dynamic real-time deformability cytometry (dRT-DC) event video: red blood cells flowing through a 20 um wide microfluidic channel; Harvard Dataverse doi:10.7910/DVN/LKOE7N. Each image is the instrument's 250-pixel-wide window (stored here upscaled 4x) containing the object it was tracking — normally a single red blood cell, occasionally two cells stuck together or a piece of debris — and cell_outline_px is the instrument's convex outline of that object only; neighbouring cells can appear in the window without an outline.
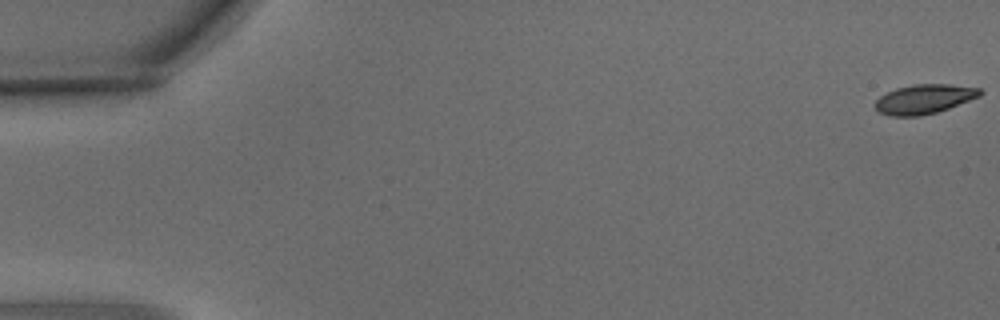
{"species": "common noctule bat (a hibernating species)", "species_latin": "Nyctalus noctula", "temperature_condition": "warm", "stored_images_in_passage": 7, "camera_frame_rate_fps": 3000, "um_per_image_px": 0.085, "animal": {"sex": "male", "body_mass_g": 15.6}, "frame": {"image": 1, "passage_image": 1, "time_ms": 0.0, "image_size_px": [1000, 320], "cell_outline_px": [[984, 92], [980, 96], [948, 108], [936, 112], [920, 116], [892, 116], [880, 112], [872, 104], [880, 96], [896, 88], [912, 84], [948, 84], [980, 88]], "centroid_in_image_um": [78.55, 8.41], "position_along_channel_um": 6.5, "area_um2": 17.92}}
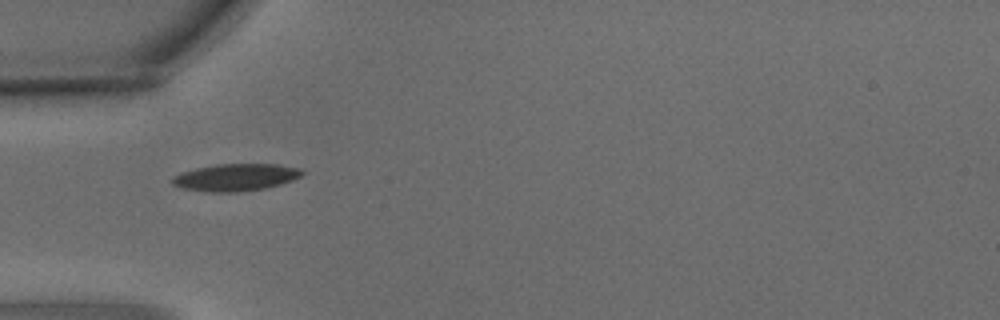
{"frame": {"image": 2, "passage_image": 5, "time_ms": 1.333, "image_size_px": [1000, 320], "cell_outline_px": [[308, 172], [292, 180], [280, 184], [264, 188], [236, 192], [208, 192], [184, 188], [172, 184], [168, 180], [172, 176], [180, 172], [196, 168], [216, 164], [280, 164], [300, 168]], "centroid_in_image_um": [20.02, 15.06], "position_along_channel_um": 65.0, "area_um2": 20.75}}
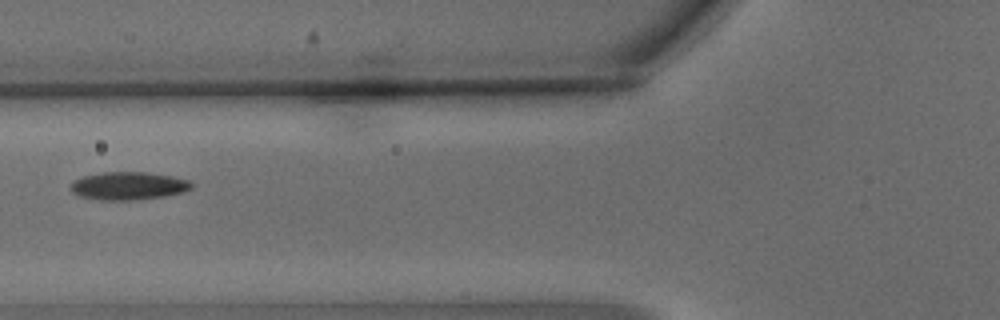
{"frame": {"image": 3, "passage_image": 6, "time_ms": 1.667, "image_size_px": [1000, 320], "cell_outline_px": [[196, 184], [192, 188], [184, 192], [164, 196], [136, 200], [100, 200], [80, 196], [72, 192], [68, 188], [72, 180], [84, 176], [104, 172], [144, 172], [172, 176], [188, 180]], "centroid_in_image_um": [10.91, 15.8], "position_along_channel_um": 114.9, "area_um2": 19.88}}